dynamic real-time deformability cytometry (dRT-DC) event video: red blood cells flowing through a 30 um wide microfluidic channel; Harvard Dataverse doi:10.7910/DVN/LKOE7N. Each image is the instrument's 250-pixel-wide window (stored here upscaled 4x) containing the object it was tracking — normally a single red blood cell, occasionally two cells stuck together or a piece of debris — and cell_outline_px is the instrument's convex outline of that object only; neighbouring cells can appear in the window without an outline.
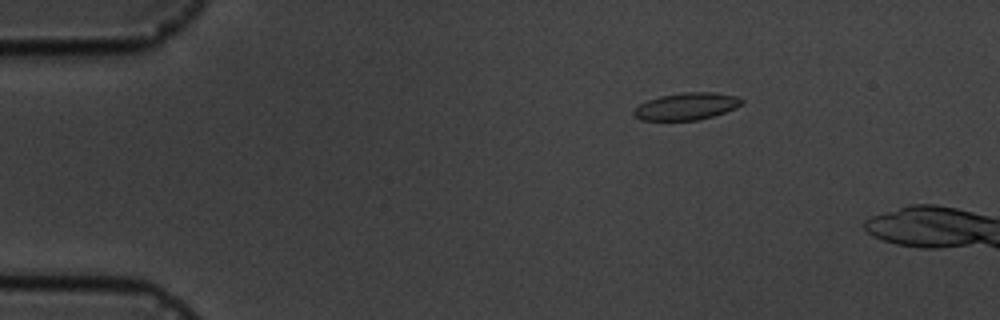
{"species": "common noctule bat (a hibernating species)", "species_latin": "Nyctalus noctula", "temperature_condition": "cold", "stored_images_in_passage": 3, "camera_frame_rate_fps": 3000, "um_per_image_px": 0.085, "animal": {"sex": "male", "body_mass_g": 19.5, "forearm_length_mm": 54.6}, "frame": {"image": 1, "passage_image": 1, "time_ms": 0.0, "image_size_px": [1000, 320], "cell_outline_px": [[744, 104], [736, 108], [712, 116], [696, 120], [640, 120], [632, 112], [640, 104], [648, 100], [660, 96], [684, 92], [712, 92], [736, 96], [744, 100]], "centroid_in_image_um": [58.38, 9.03], "position_along_channel_um": 26.6, "area_um2": 16.94}}